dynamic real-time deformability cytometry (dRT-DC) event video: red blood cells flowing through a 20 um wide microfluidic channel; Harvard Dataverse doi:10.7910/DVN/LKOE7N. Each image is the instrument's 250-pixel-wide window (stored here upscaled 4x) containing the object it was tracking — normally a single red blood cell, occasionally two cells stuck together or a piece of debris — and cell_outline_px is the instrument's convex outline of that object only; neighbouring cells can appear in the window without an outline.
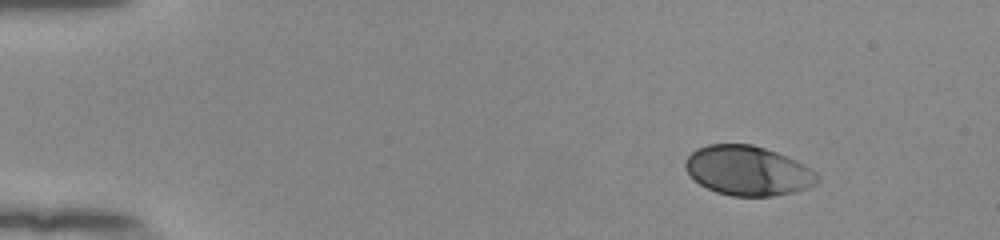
{"species": "human", "species_latin": "Homo sapiens", "temperature_condition": "room temperature", "stored_images_in_passage": 48, "camera_frame_rate_fps": 3000, "um_per_image_px": 0.085, "donor": {"sex": "female"}, "frame": {"image": 1, "passage_image": 1, "time_ms": 0.0, "image_size_px": [1000, 240], "cell_outline_px": [[820, 180], [816, 184], [792, 192], [772, 196], [732, 196], [716, 192], [700, 184], [684, 168], [684, 164], [688, 156], [696, 148], [708, 144], [752, 144], [776, 152], [796, 160], [804, 164], [816, 172], [820, 176]], "centroid_in_image_um": [63.58, 14.5], "position_along_channel_um": 21.4, "area_um2": 38.03}}
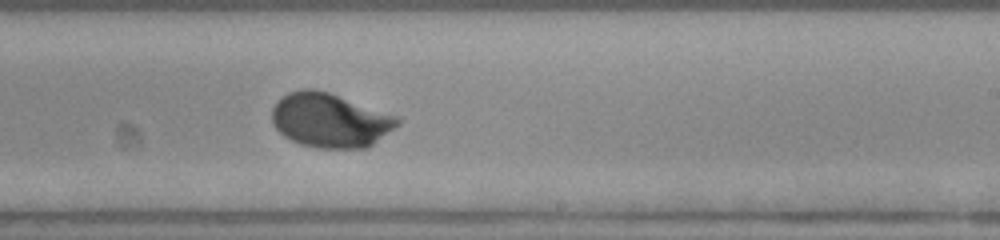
{"frame": {"image": 2, "passage_image": 28, "time_ms": 9.0, "image_size_px": [1000, 240], "cell_outline_px": [[400, 124], [368, 148], [320, 148], [300, 144], [284, 136], [272, 124], [272, 108], [276, 100], [288, 92], [300, 88], [312, 88], [328, 92], [400, 116]], "centroid_in_image_um": [28.06, 10.21], "position_along_channel_um": 260.9, "area_um2": 40.06}}
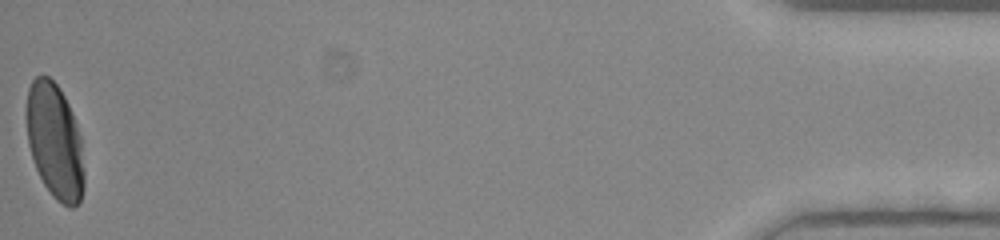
{"frame": {"image": 3, "passage_image": 48, "time_ms": 15.667, "image_size_px": [1000, 240], "cell_outline_px": [[84, 188], [80, 200], [72, 208], [68, 208], [56, 200], [52, 196], [44, 184], [36, 168], [28, 144], [28, 88], [32, 80], [36, 76], [48, 76], [60, 88], [72, 112], [80, 136], [84, 172]], "centroid_in_image_um": [4.68, 12.04], "position_along_channel_um": 430.5, "area_um2": 38.32}, "authors_computed_cell_mechanics": {"area_um2": 38.3214, "velocity_mm_per_s": 3.8696, "shape_relaxation_time_tau1_ms": 2.489, "shape_relaxation_time_tau2_ms": null, "deformation_change_tau1": 0.1558, "deformation_change_tau2": null}}